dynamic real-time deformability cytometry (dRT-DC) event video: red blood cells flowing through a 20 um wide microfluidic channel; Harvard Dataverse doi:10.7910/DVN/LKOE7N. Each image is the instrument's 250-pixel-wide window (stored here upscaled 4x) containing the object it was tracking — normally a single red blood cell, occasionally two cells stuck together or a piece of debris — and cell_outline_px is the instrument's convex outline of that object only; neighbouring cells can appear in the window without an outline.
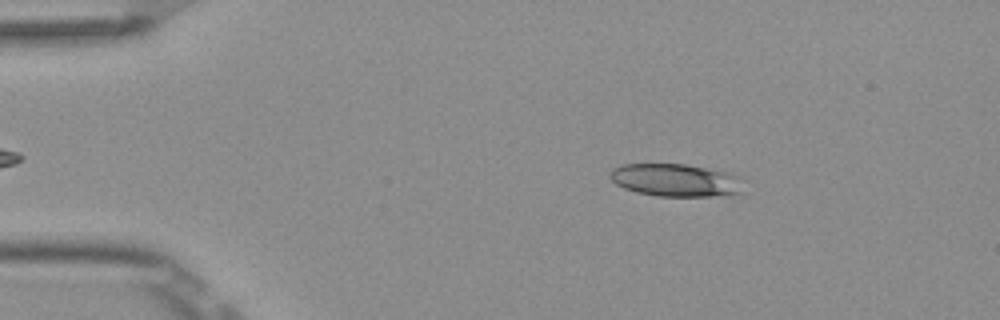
{"species": "Egyptian fruit bat (a non-hibernating species)", "species_latin": "Rousettus aegyptiacus", "temperature_condition": "room temperature", "stored_images_in_passage": 3, "camera_frame_rate_fps": 3000, "um_per_image_px": 0.085, "frame": {"image": 1, "passage_image": 1, "time_ms": 0.0, "image_size_px": [1000, 320], "cell_outline_px": [[744, 192], [732, 196], [656, 196], [636, 192], [624, 188], [616, 184], [608, 176], [612, 168], [620, 164], [684, 164], [728, 172], [740, 176]], "centroid_in_image_um": [57.46, 15.32], "position_along_channel_um": 27.5, "area_um2": 25.89}}
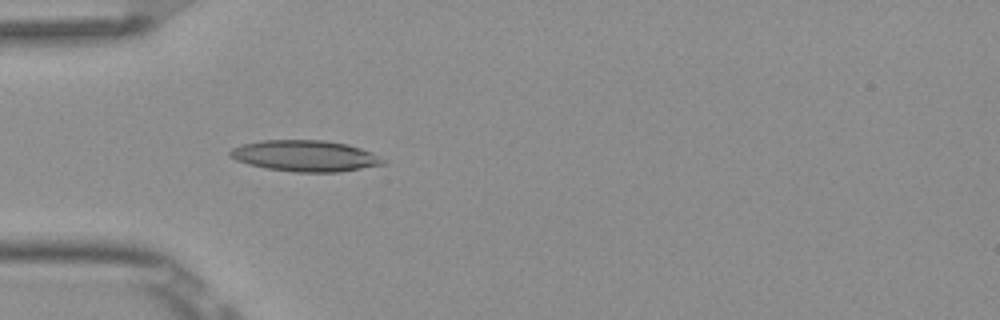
{"frame": {"image": 2, "passage_image": 3, "time_ms": 0.667, "image_size_px": [1000, 320], "cell_outline_px": [[388, 164], [340, 172], [292, 172], [268, 168], [248, 164], [236, 160], [228, 152], [232, 148], [244, 144], [264, 140], [324, 140], [348, 144], [360, 148], [384, 160]], "centroid_in_image_um": [25.95, 13.26], "position_along_channel_um": 59.0, "area_um2": 27.57}}